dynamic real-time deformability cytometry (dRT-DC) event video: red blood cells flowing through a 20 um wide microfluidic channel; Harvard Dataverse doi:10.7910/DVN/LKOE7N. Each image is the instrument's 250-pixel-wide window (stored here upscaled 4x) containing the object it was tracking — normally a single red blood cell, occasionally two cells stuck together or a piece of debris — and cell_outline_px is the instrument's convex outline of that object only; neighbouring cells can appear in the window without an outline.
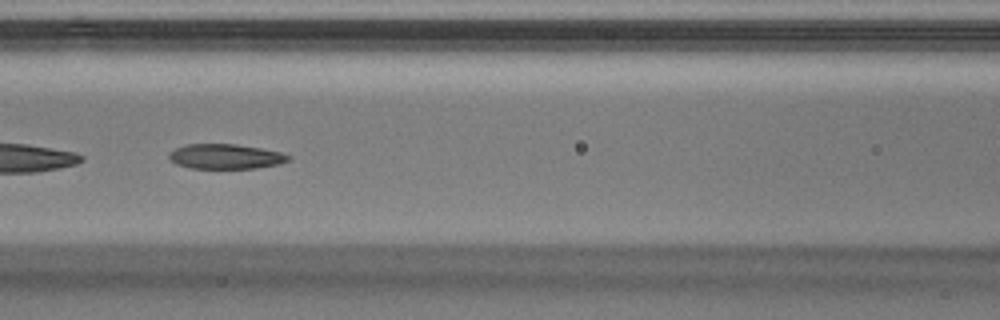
{"species": "Egyptian fruit bat (a non-hibernating species)", "species_latin": "Rousettus aegyptiacus", "temperature_condition": "warm", "stored_images_in_passage": 47, "segment_of_instrument_passage": [2, 2], "camera_frame_rate_fps": 3000, "um_per_image_px": 0.085, "animal": {"sex": "male"}, "frame": {"image": 1, "passage_image": 21, "time_ms": 6.667, "image_size_px": [1000, 320], "cell_outline_px": [[292, 156], [288, 160], [280, 164], [256, 168], [188, 168], [176, 164], [168, 160], [168, 152], [176, 148], [188, 144], [236, 144], [260, 148], [280, 152]], "centroid_in_image_um": [19.13, 13.3], "position_along_channel_um": 147.5, "area_um2": 17.4}}
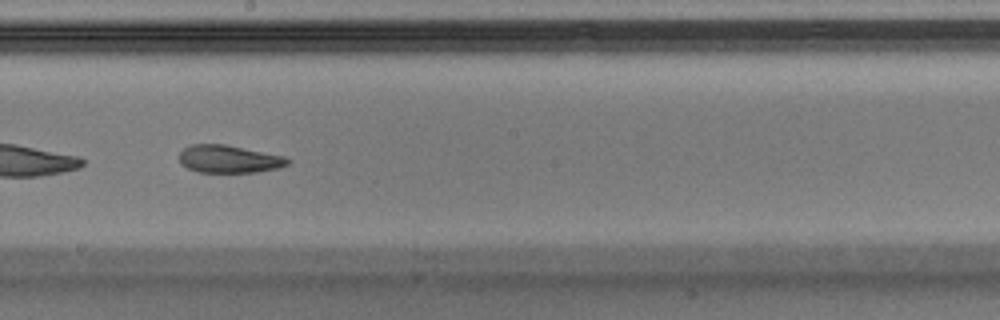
{"frame": {"image": 2, "passage_image": 27, "time_ms": 8.667, "image_size_px": [1000, 320], "cell_outline_px": [[292, 160], [288, 164], [280, 168], [256, 172], [196, 172], [180, 164], [180, 152], [184, 148], [192, 144], [224, 144], [284, 156]], "centroid_in_image_um": [19.47, 13.52], "position_along_channel_um": 228.7, "area_um2": 17.51}}
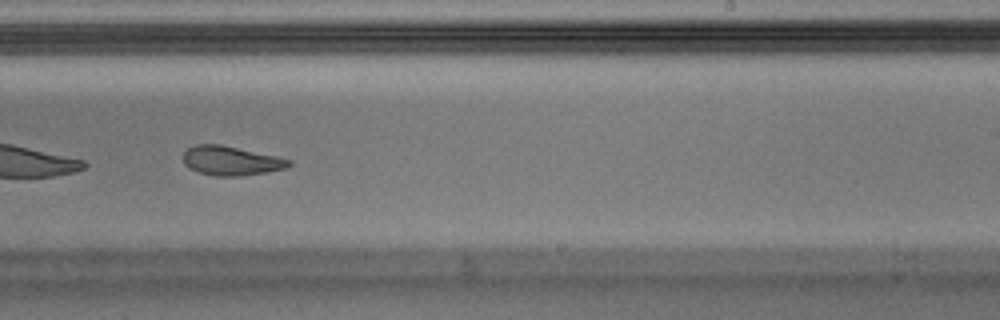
{"frame": {"image": 3, "passage_image": 30, "time_ms": 9.667, "image_size_px": [1000, 320], "cell_outline_px": [[292, 164], [284, 168], [268, 172], [240, 176], [212, 176], [200, 172], [184, 164], [184, 152], [188, 148], [196, 144], [220, 144], [276, 156], [292, 160]], "centroid_in_image_um": [19.65, 13.66], "position_along_channel_um": 269.4, "area_um2": 17.86}}